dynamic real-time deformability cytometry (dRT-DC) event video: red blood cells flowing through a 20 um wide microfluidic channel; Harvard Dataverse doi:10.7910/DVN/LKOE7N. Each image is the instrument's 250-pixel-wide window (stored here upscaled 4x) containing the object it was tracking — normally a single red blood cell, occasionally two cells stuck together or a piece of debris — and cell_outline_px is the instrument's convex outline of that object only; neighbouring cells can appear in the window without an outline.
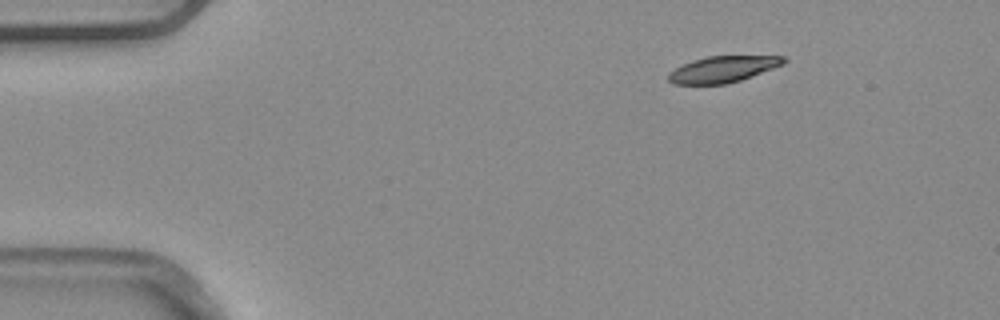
{"species": "common noctule bat (a hibernating species)", "species_latin": "Nyctalus noctula", "temperature_condition": "warm", "stored_images_in_passage": 3, "camera_frame_rate_fps": 3000, "um_per_image_px": 0.085, "animal": {"sex": "male", "body_mass_g": 20.4}, "frame": {"image": 1, "passage_image": 1, "time_ms": 0.0, "image_size_px": [1000, 320], "cell_outline_px": [[788, 60], [784, 64], [740, 80], [728, 84], [672, 84], [668, 80], [668, 72], [692, 60], [708, 56], [784, 56]], "centroid_in_image_um": [61.43, 5.88], "position_along_channel_um": 23.6, "area_um2": 17.57}}